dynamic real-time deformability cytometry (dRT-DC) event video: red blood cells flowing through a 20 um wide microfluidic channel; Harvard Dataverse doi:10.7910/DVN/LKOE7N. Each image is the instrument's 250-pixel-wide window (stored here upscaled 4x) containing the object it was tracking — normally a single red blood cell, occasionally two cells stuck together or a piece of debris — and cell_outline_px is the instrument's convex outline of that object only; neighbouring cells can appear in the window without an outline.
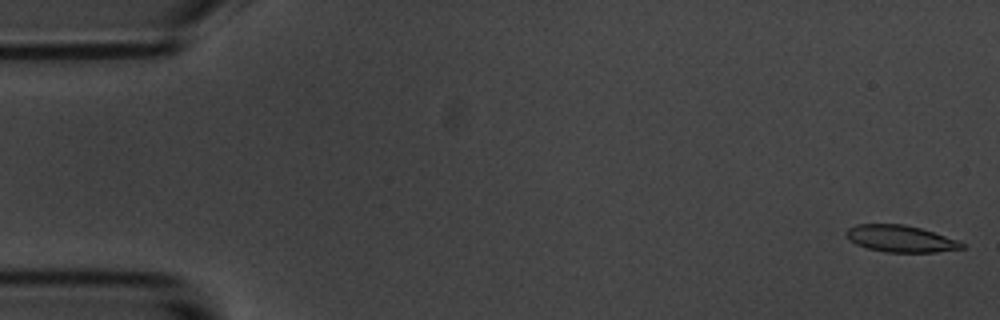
{"species": "common noctule bat (a hibernating species)", "species_latin": "Nyctalus noctula", "temperature_condition": "room temperature", "stored_images_in_passage": 56, "camera_frame_rate_fps": 3000, "um_per_image_px": 0.085, "animal": {"sex": "male", "body_mass_g": 20.1, "forearm_length_mm": 53.5}, "frame": {"image": 1, "passage_image": 1, "time_ms": 0.0, "image_size_px": [1000, 320], "cell_outline_px": [[964, 248], [936, 252], [884, 252], [868, 248], [856, 244], [844, 232], [848, 228], [856, 224], [904, 224], [920, 228], [960, 240], [964, 244]], "centroid_in_image_um": [76.57, 20.28], "position_along_channel_um": 8.4, "area_um2": 17.98}}
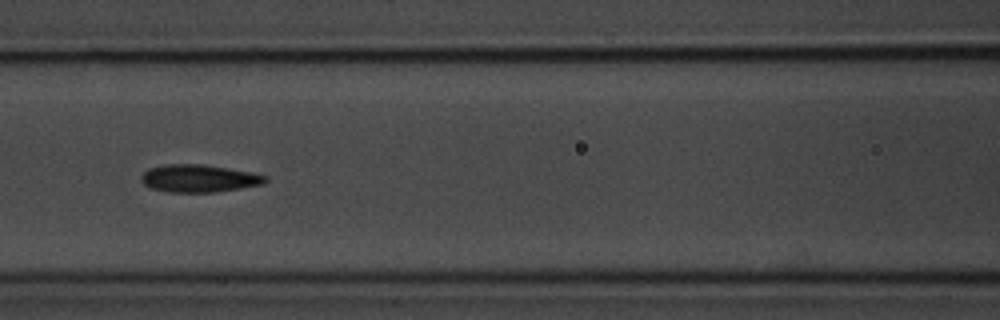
{"frame": {"image": 2, "passage_image": 24, "time_ms": 7.667, "image_size_px": [1000, 320], "cell_outline_px": [[268, 180], [264, 184], [216, 192], [168, 192], [152, 188], [144, 184], [140, 180], [140, 176], [148, 168], [164, 164], [200, 164], [228, 168], [252, 172], [268, 176]], "centroid_in_image_um": [16.91, 15.16], "position_along_channel_um": 149.7, "area_um2": 20.06}}
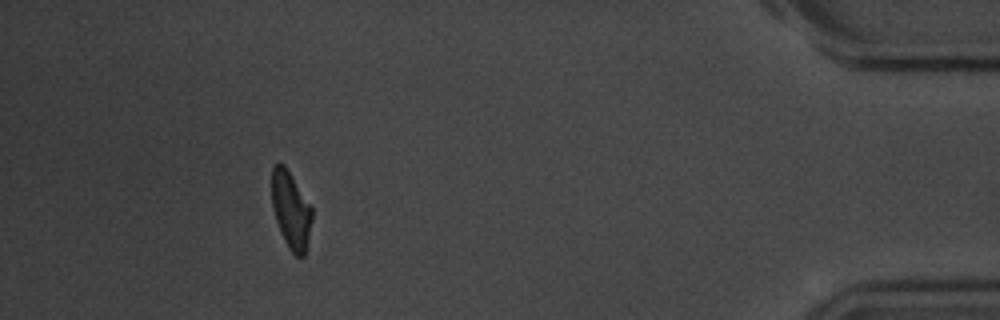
{"frame": {"image": 3, "passage_image": 51, "time_ms": 16.667, "image_size_px": [1000, 320], "cell_outline_px": [[312, 220], [304, 256], [296, 256], [288, 248], [284, 240], [276, 220], [272, 208], [272, 168], [276, 164], [284, 164], [312, 204]], "centroid_in_image_um": [24.74, 17.83], "position_along_channel_um": 410.5, "area_um2": 18.15}, "authors_computed_cell_mechanics": {"area_um2": 19.2474, "velocity_mm_per_s": 3.549, "shape_relaxation_time_tau1_ms": 3.6176, "shape_relaxation_time_tau2_ms": 3.1157, "deformation_change_tau1": 0.1353, "deformation_change_tau2": 0.0973}}